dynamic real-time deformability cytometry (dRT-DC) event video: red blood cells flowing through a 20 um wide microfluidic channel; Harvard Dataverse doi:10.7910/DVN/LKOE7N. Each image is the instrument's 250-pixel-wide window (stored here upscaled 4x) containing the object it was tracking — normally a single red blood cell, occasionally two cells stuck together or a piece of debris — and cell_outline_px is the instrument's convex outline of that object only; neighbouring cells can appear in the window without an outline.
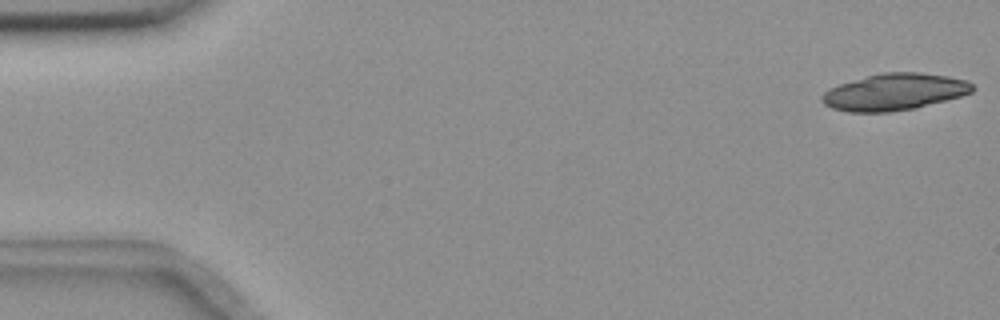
{"species": "common noctule bat (a hibernating species)", "species_latin": "Nyctalus noctula", "temperature_condition": "room temperature", "stored_images_in_passage": 15, "camera_frame_rate_fps": 3000, "um_per_image_px": 0.085, "animal": {"sex": "female", "body_mass_g": 18.4}, "frame": {"image": 1, "passage_image": 1, "time_ms": 0.0, "image_size_px": [1000, 320], "cell_outline_px": [[972, 92], [960, 96], [916, 108], [888, 112], [848, 112], [832, 108], [824, 104], [820, 100], [820, 96], [824, 92], [840, 84], [868, 76], [884, 72], [920, 72], [948, 76], [968, 80], [972, 84]], "centroid_in_image_um": [76.02, 7.82], "position_along_channel_um": 9.0, "area_um2": 32.02}}